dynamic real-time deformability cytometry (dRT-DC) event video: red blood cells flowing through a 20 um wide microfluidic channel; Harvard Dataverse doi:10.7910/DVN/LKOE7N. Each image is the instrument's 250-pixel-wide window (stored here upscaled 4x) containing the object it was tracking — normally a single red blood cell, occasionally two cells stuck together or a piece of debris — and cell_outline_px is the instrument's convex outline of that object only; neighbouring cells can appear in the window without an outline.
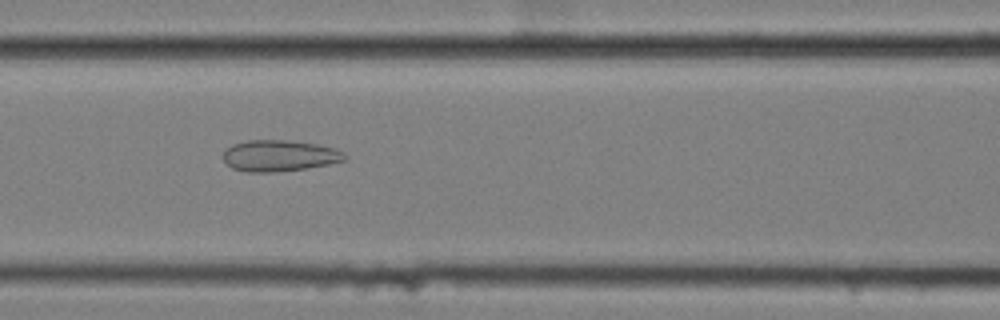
{"species": "common noctule bat (a hibernating species)", "species_latin": "Nyctalus noctula", "temperature_condition": "cold", "stored_images_in_passage": 57, "camera_frame_rate_fps": 3000, "um_per_image_px": 0.085, "animal": {"sex": "female", "body_mass_g": 25.1}, "frame": {"image": 1, "passage_image": 25, "time_ms": 8.0, "image_size_px": [1000, 320], "cell_outline_px": [[348, 156], [344, 160], [328, 164], [304, 168], [276, 172], [248, 172], [232, 168], [224, 160], [224, 148], [232, 144], [248, 140], [284, 140], [316, 144], [336, 148], [344, 152]], "centroid_in_image_um": [23.74, 13.23], "position_along_channel_um": 142.9, "area_um2": 22.08}}
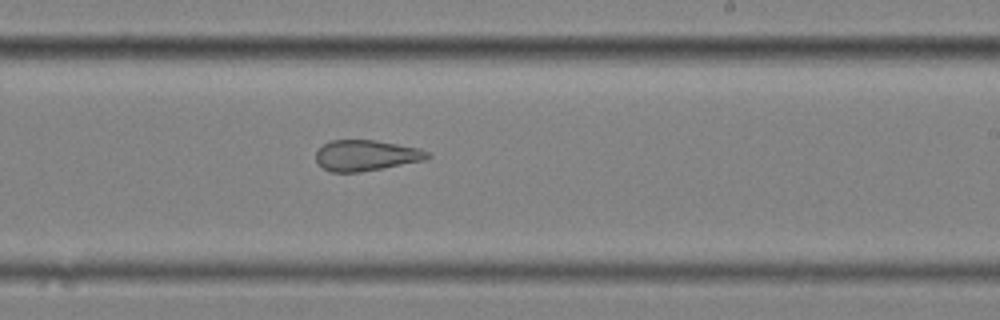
{"frame": {"image": 2, "passage_image": 35, "time_ms": 11.333, "image_size_px": [1000, 320], "cell_outline_px": [[432, 156], [428, 160], [384, 168], [360, 172], [332, 172], [324, 168], [316, 160], [316, 152], [324, 144], [332, 140], [376, 140], [420, 148], [428, 152]], "centroid_in_image_um": [31.18, 13.21], "position_along_channel_um": 257.8, "area_um2": 20.11}}
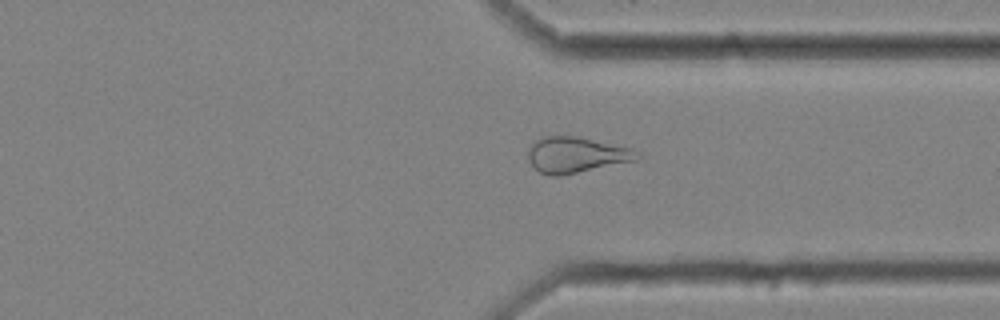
{"frame": {"image": 3, "passage_image": 44, "time_ms": 14.333, "image_size_px": [1000, 320], "cell_outline_px": [[640, 156], [636, 160], [560, 176], [548, 176], [540, 172], [528, 160], [528, 152], [532, 144], [536, 140], [544, 136], [576, 136], [632, 148], [640, 152]], "centroid_in_image_um": [48.98, 13.16], "position_along_channel_um": 362.4, "area_um2": 22.6}, "authors_computed_cell_mechanics": {"area_um2": 25.2008, "velocity_mm_per_s": 3.4626, "shape_relaxation_time_tau1_ms": null, "shape_relaxation_time_tau2_ms": 2.5385, "deformation_change_tau1": null, "deformation_change_tau2": 0.1189}}